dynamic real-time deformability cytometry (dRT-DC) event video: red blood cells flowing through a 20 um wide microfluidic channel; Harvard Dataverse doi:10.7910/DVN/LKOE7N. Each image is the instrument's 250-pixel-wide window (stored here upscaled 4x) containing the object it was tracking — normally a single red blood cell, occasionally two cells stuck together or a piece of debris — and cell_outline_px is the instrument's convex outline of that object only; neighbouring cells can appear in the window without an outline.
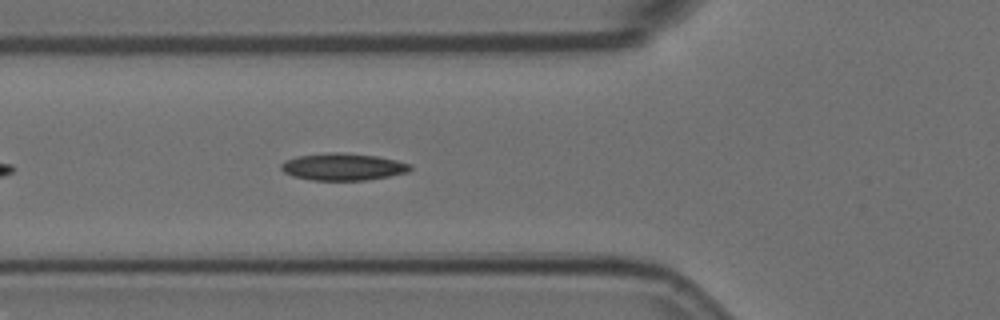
{"species": "Egyptian fruit bat (a non-hibernating species)", "species_latin": "Rousettus aegyptiacus", "temperature_condition": "room temperature", "stored_images_in_passage": 5, "camera_frame_rate_fps": 3000, "um_per_image_px": 0.085, "animal": {"sex": "female"}, "frame": {"image": 1, "passage_image": 5, "time_ms": 1.333, "image_size_px": [1000, 320], "cell_outline_px": [[412, 168], [408, 172], [388, 176], [364, 180], [312, 180], [292, 176], [284, 172], [280, 168], [280, 164], [284, 160], [300, 156], [332, 152], [340, 152], [376, 156], [396, 160], [412, 164]], "centroid_in_image_um": [29.14, 14.18], "position_along_channel_um": 96.7, "area_um2": 20.29}}